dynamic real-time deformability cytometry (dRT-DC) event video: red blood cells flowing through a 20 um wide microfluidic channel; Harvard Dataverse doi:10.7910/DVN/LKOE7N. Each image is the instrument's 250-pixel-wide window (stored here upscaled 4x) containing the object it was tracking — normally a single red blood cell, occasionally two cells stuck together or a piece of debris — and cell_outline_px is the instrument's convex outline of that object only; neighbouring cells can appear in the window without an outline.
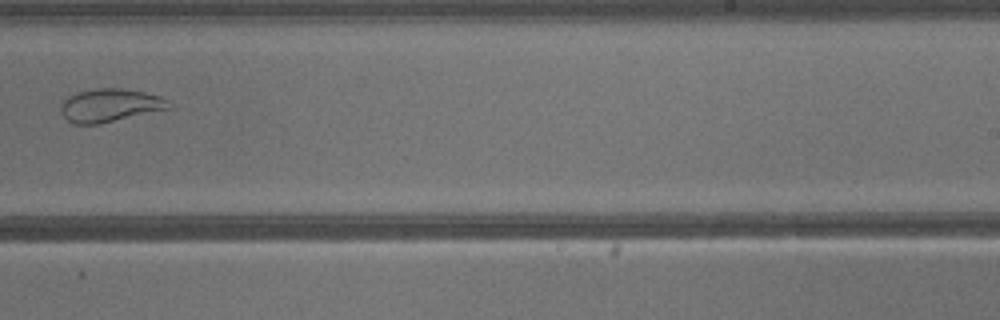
{"species": "common noctule bat (a hibernating species)", "species_latin": "Nyctalus noctula", "temperature_condition": "warm", "stored_images_in_passage": 36, "camera_frame_rate_fps": 3000, "um_per_image_px": 0.085, "animal": {"sex": "male", "body_mass_g": 13.3}, "frame": {"image": 1, "passage_image": 21, "time_ms": 6.667, "image_size_px": [1000, 320], "cell_outline_px": [[172, 108], [100, 124], [76, 124], [68, 120], [60, 112], [60, 108], [64, 100], [68, 96], [76, 92], [96, 88], [120, 88], [144, 92], [160, 96], [168, 100]], "centroid_in_image_um": [9.35, 8.95], "position_along_channel_um": 279.6, "area_um2": 20.92}}
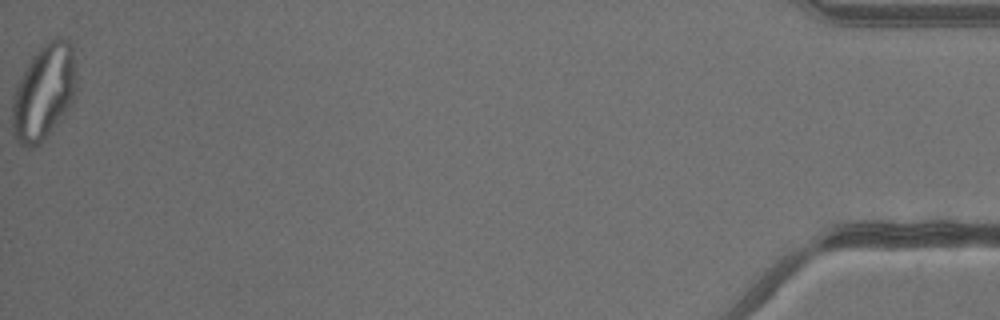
{"frame": {"image": 2, "passage_image": 36, "time_ms": 11.667, "image_size_px": [1000, 320], "cell_outline_px": [[76, 96], [72, 104], [44, 140], [40, 144], [28, 148], [20, 144], [16, 140], [12, 128], [12, 100], [16, 88], [32, 56], [48, 40], [56, 36], [60, 36], [68, 40], [72, 44], [76, 60]], "centroid_in_image_um": [3.77, 7.81], "position_along_channel_um": 431.4, "area_um2": 36.01}}